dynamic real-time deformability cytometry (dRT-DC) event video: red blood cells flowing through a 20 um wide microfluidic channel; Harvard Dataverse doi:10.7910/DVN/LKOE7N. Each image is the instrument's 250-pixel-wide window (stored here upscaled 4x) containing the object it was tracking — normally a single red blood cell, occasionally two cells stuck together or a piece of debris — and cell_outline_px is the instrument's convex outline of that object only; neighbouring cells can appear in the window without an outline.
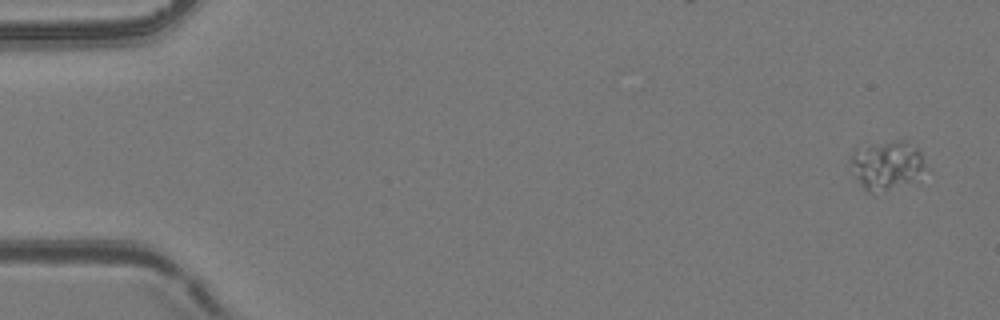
{"species": "common noctule bat (a hibernating species)", "species_latin": "Nyctalus noctula", "temperature_condition": "room temperature", "stored_images_in_passage": 5, "camera_frame_rate_fps": 3000, "um_per_image_px": 0.085, "animal": {"sex": "female", "body_mass_g": 24.6, "forearm_length_mm": 56.2}, "frame": {"image": 1, "passage_image": 1, "time_ms": 0.0, "image_size_px": [1000, 320], "cell_outline_px": [[920, 168], [908, 180], [888, 188], [872, 192], [868, 192], [864, 188], [856, 176], [852, 164], [852, 148], [872, 144], [896, 140], [904, 140], [916, 148], [920, 152]], "centroid_in_image_um": [75.24, 13.95], "position_along_channel_um": 9.8, "area_um2": 19.48}}
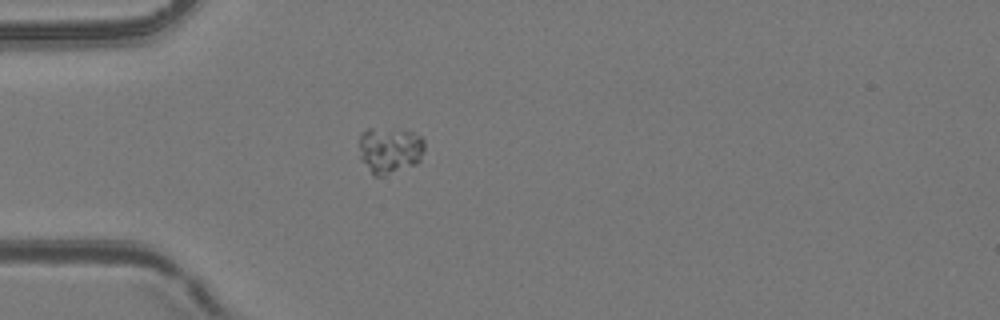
{"frame": {"image": 2, "passage_image": 5, "time_ms": 4.667, "image_size_px": [1000, 320], "cell_outline_px": [[424, 152], [420, 160], [416, 164], [380, 176], [372, 176], [360, 160], [360, 132], [368, 128], [372, 128], [412, 132], [420, 136], [424, 140]], "centroid_in_image_um": [33.1, 12.77], "position_along_channel_um": 51.9, "area_um2": 17.63}}